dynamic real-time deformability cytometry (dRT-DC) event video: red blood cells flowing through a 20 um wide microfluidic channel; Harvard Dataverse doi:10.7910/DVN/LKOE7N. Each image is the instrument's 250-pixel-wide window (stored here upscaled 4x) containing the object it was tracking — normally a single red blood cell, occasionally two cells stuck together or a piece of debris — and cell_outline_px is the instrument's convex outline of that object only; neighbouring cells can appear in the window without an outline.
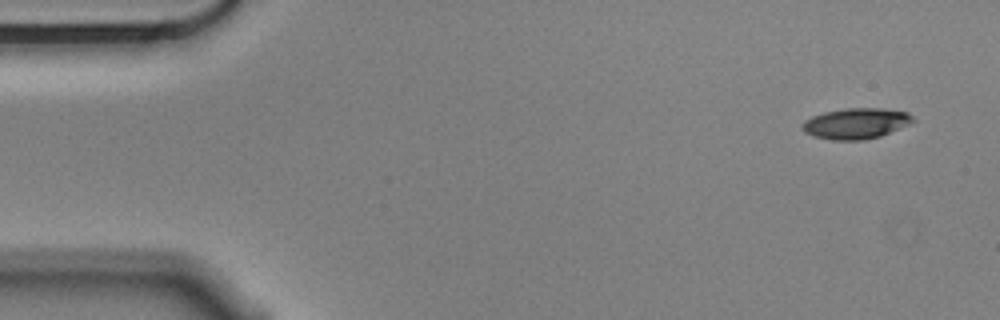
{"species": "Egyptian fruit bat (a non-hibernating species)", "species_latin": "Rousettus aegyptiacus", "temperature_condition": "cold", "stored_images_in_passage": 15, "camera_frame_rate_fps": 3000, "um_per_image_px": 0.085, "animal": {"sex": "male"}, "frame": {"image": 1, "passage_image": 1, "time_ms": 0.0, "image_size_px": [1000, 320], "cell_outline_px": [[916, 120], [908, 124], [880, 136], [864, 140], [832, 140], [816, 136], [804, 132], [800, 128], [800, 124], [804, 120], [812, 116], [824, 112], [844, 108], [884, 108], [908, 112]], "centroid_in_image_um": [72.73, 10.48], "position_along_channel_um": 12.3, "area_um2": 19.88}}
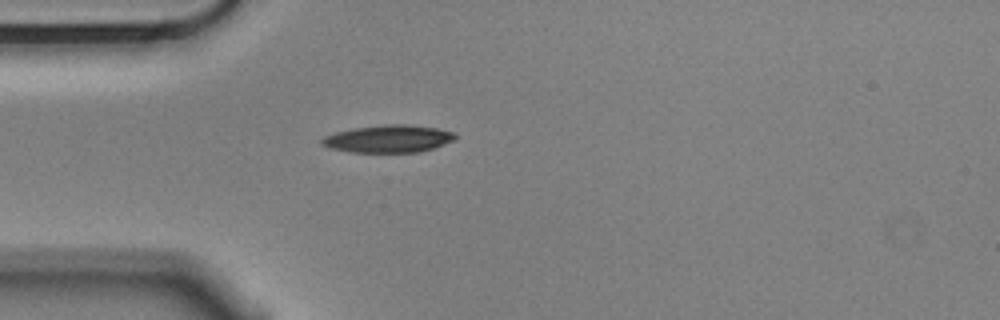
{"frame": {"image": 2, "passage_image": 13, "time_ms": 4.0, "image_size_px": [1000, 320], "cell_outline_px": [[456, 140], [420, 152], [348, 152], [328, 148], [320, 144], [320, 140], [324, 136], [336, 132], [352, 128], [384, 124], [408, 124], [436, 128], [456, 132]], "centroid_in_image_um": [32.99, 11.79], "position_along_channel_um": 52.0, "area_um2": 21.62}}